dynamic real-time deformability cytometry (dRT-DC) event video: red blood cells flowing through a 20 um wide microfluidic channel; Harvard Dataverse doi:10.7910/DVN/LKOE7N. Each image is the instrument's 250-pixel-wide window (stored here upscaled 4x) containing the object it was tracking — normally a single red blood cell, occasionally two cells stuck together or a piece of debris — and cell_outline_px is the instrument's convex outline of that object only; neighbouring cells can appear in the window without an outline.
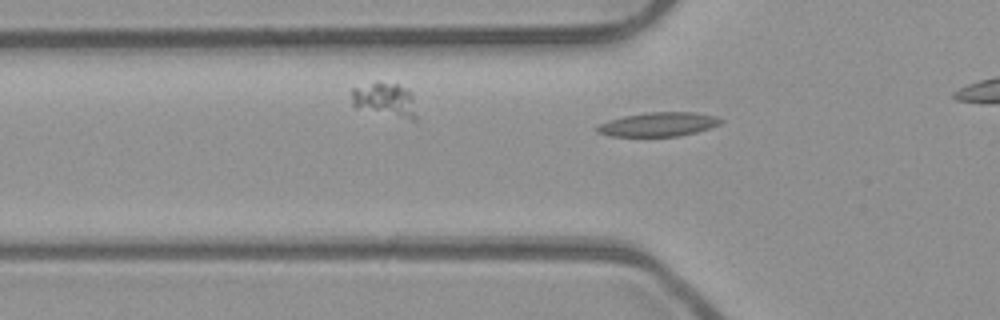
{"species": "common noctule bat (a hibernating species)", "species_latin": "Nyctalus noctula", "temperature_condition": "room temperature", "stored_images_in_passage": 32, "camera_frame_rate_fps": 3000, "um_per_image_px": 0.085, "animal": {"sex": "male", "body_mass_g": 23.1, "forearm_length_mm": 52.7}, "frame": {"image": 1, "passage_image": 2, "time_ms": 0.333, "image_size_px": [1000, 320], "cell_outline_px": [[724, 120], [720, 124], [696, 132], [680, 136], [608, 136], [596, 132], [596, 124], [608, 120], [624, 116], [648, 112], [696, 112], [716, 116]], "centroid_in_image_um": [55.93, 10.56], "position_along_channel_um": 69.9, "area_um2": 17.46}}
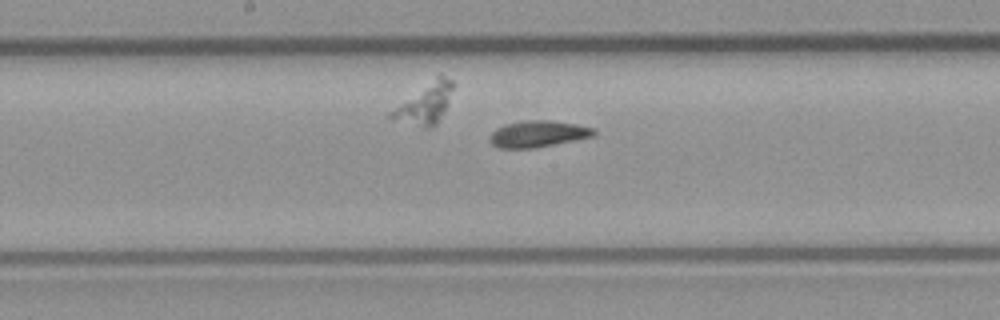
{"frame": {"image": 2, "passage_image": 12, "time_ms": 3.667, "image_size_px": [1000, 320], "cell_outline_px": [[596, 136], [536, 148], [500, 148], [492, 144], [488, 140], [488, 136], [496, 128], [504, 124], [524, 120], [548, 120], [576, 124], [596, 128]], "centroid_in_image_um": [45.74, 11.38], "position_along_channel_um": 202.5, "area_um2": 16.36}}
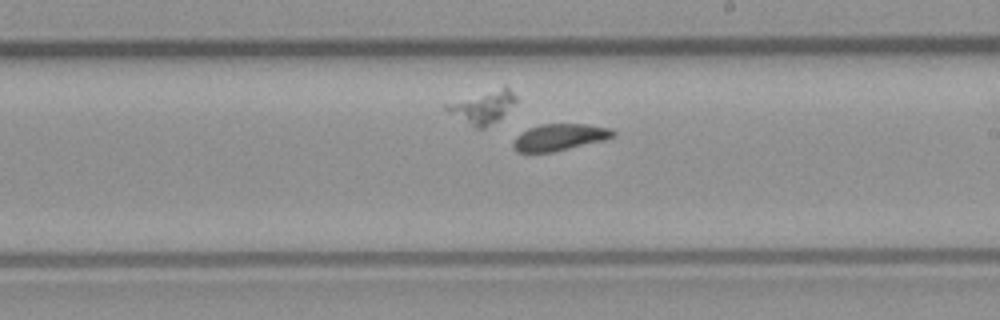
{"frame": {"image": 3, "passage_image": 15, "time_ms": 4.667, "image_size_px": [1000, 320], "cell_outline_px": [[616, 136], [604, 140], [552, 152], [516, 152], [512, 148], [512, 144], [516, 136], [528, 128], [540, 124], [584, 124], [612, 128], [616, 132]], "centroid_in_image_um": [47.56, 11.66], "position_along_channel_um": 241.4, "area_um2": 15.61}}